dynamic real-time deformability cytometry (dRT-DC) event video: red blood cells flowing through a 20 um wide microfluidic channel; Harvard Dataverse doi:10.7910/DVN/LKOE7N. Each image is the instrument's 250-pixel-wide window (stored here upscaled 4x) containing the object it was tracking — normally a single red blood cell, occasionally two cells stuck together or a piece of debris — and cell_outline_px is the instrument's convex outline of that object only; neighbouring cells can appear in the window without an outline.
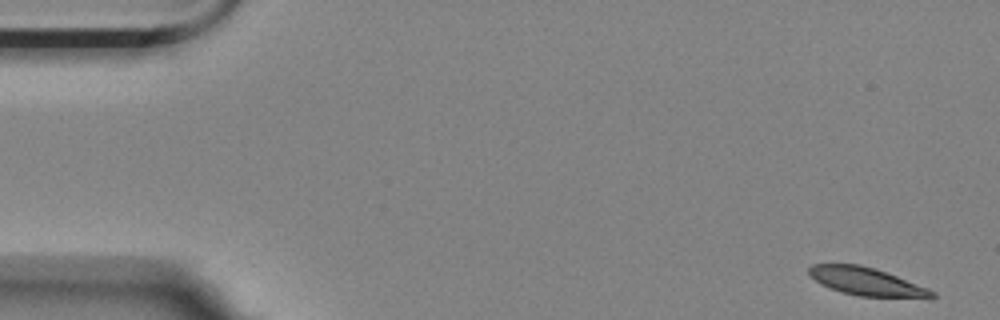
{"species": "Egyptian fruit bat (a non-hibernating species)", "species_latin": "Rousettus aegyptiacus", "temperature_condition": "room temperature", "stored_images_in_passage": 56, "camera_frame_rate_fps": 3000, "um_per_image_px": 0.085, "animal": {"sex": "female"}, "frame": {"image": 1, "passage_image": 1, "time_ms": 0.0, "image_size_px": [1000, 320], "cell_outline_px": [[936, 296], [932, 300], [928, 300], [860, 296], [840, 292], [820, 284], [808, 272], [808, 268], [812, 264], [860, 264], [896, 276], [928, 288], [936, 292]], "centroid_in_image_um": [73.76, 23.98], "position_along_channel_um": 11.2, "area_um2": 20.46}}
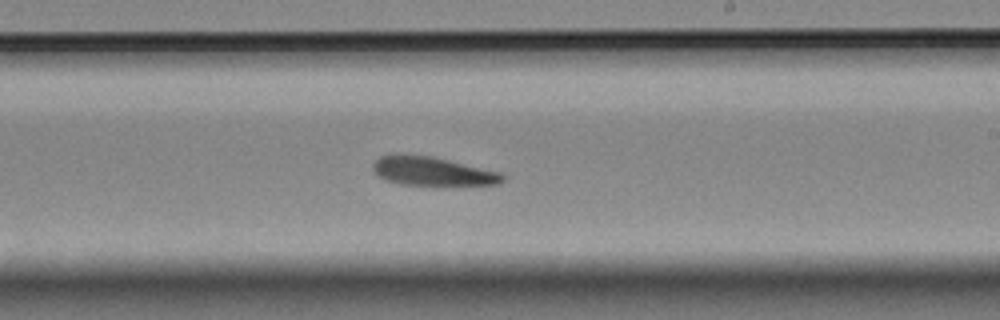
{"frame": {"image": 2, "passage_image": 32, "time_ms": 10.333, "image_size_px": [1000, 320], "cell_outline_px": [[504, 180], [500, 184], [400, 184], [388, 180], [380, 176], [372, 168], [372, 164], [380, 156], [432, 156], [500, 172], [504, 176]], "centroid_in_image_um": [36.79, 14.56], "position_along_channel_um": 252.2, "area_um2": 20.75}}
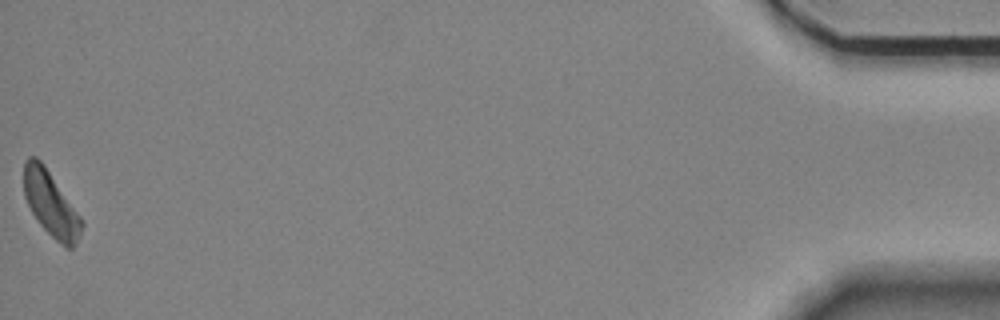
{"frame": {"image": 3, "passage_image": 56, "time_ms": 18.333, "image_size_px": [1000, 320], "cell_outline_px": [[84, 224], [80, 236], [72, 248], [64, 248], [40, 224], [32, 212], [24, 196], [24, 160], [28, 156], [36, 156], [44, 164], [80, 216]], "centroid_in_image_um": [4.31, 17.32], "position_along_channel_um": 430.9, "area_um2": 21.68}, "authors_computed_cell_mechanics": {"area_um2": 22.0507, "velocity_mm_per_s": 3.4682, "shape_relaxation_time_tau1_ms": 3.2618, "shape_relaxation_time_tau2_ms": null, "deformation_change_tau1": 0.0724, "deformation_change_tau2": null}}